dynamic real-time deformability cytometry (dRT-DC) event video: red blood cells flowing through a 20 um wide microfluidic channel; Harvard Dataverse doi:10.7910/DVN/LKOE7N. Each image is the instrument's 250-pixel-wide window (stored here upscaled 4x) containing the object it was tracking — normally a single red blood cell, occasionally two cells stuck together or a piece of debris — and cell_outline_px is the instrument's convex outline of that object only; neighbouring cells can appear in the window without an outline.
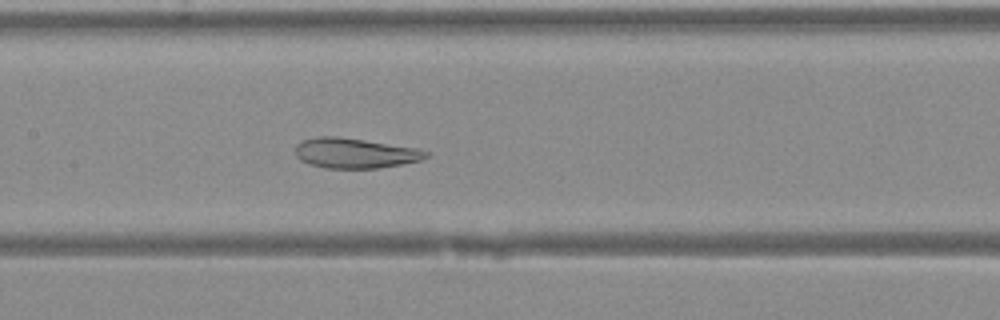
{"species": "Egyptian fruit bat (a non-hibernating species)", "species_latin": "Rousettus aegyptiacus", "temperature_condition": "warm", "stored_images_in_passage": 33, "camera_frame_rate_fps": 3000, "um_per_image_px": 0.085, "animal": {"sex": "female"}, "frame": {"image": 1, "passage_image": 13, "time_ms": 4.0, "image_size_px": [1000, 320], "cell_outline_px": [[428, 156], [420, 160], [400, 164], [376, 168], [328, 168], [308, 164], [300, 160], [296, 156], [296, 144], [304, 140], [320, 136], [336, 136], [420, 148], [428, 152]], "centroid_in_image_um": [30.16, 13.01], "position_along_channel_um": 177.2, "area_um2": 22.77}}
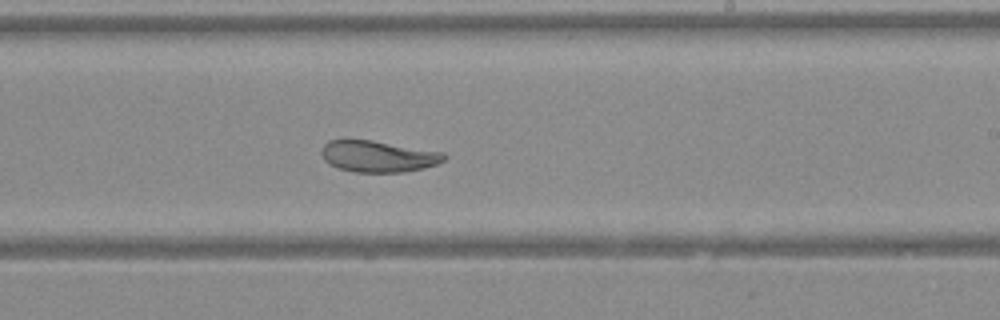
{"frame": {"image": 2, "passage_image": 18, "time_ms": 5.667, "image_size_px": [1000, 320], "cell_outline_px": [[448, 156], [444, 160], [436, 164], [424, 168], [404, 172], [356, 172], [340, 168], [328, 164], [324, 160], [320, 152], [324, 144], [328, 140], [344, 136], [372, 140], [444, 152]], "centroid_in_image_um": [32.08, 13.24], "position_along_channel_um": 256.9, "area_um2": 23.12}}
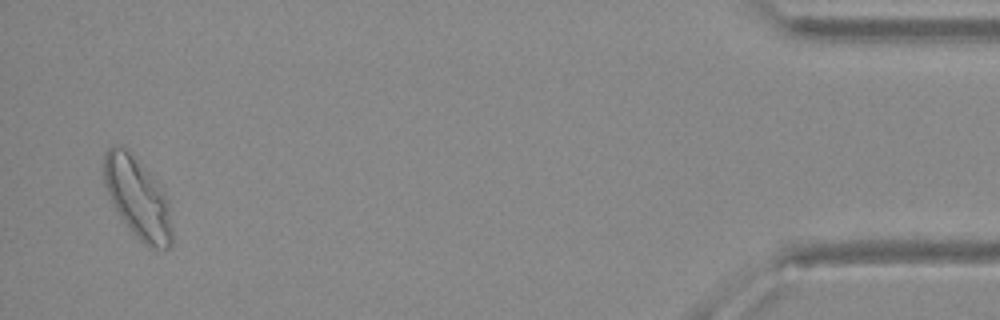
{"frame": {"image": 3, "passage_image": 33, "time_ms": 10.667, "image_size_px": [1000, 320], "cell_outline_px": [[172, 244], [168, 248], [152, 248], [144, 244], [132, 232], [120, 216], [108, 192], [104, 180], [104, 156], [108, 148], [112, 144], [124, 144], [128, 148], [168, 200], [172, 228]], "centroid_in_image_um": [11.69, 16.82], "position_along_channel_um": 423.5, "area_um2": 31.33}}